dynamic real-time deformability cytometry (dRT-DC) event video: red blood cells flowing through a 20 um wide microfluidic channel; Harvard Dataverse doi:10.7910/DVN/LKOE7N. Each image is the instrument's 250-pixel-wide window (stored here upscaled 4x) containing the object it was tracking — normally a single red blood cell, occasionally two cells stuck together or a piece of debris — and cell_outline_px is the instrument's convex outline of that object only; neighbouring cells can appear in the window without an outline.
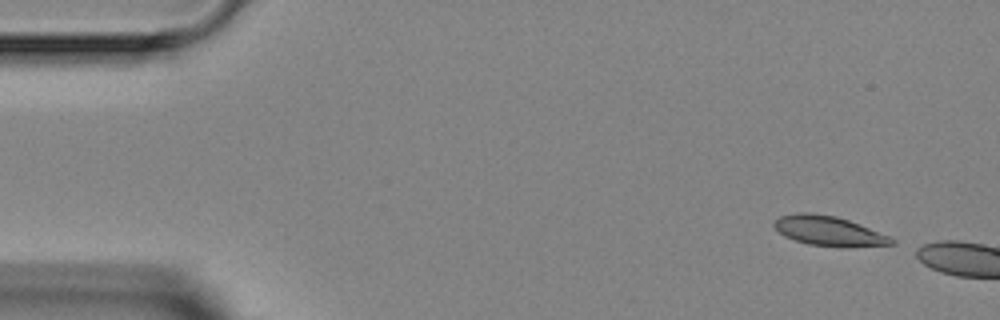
{"species": "Egyptian fruit bat (a non-hibernating species)", "species_latin": "Rousettus aegyptiacus", "temperature_condition": "room temperature", "stored_images_in_passage": 2, "camera_frame_rate_fps": 3000, "um_per_image_px": 0.085, "animal": {"sex": "female"}, "frame": {"image": 1, "passage_image": 1, "time_ms": 0.0, "image_size_px": [1000, 320], "cell_outline_px": [[896, 244], [808, 244], [784, 236], [772, 224], [780, 216], [796, 212], [812, 212], [836, 216], [848, 220], [892, 236], [896, 240]], "centroid_in_image_um": [70.39, 19.56], "position_along_channel_um": 14.6, "area_um2": 19.36}}